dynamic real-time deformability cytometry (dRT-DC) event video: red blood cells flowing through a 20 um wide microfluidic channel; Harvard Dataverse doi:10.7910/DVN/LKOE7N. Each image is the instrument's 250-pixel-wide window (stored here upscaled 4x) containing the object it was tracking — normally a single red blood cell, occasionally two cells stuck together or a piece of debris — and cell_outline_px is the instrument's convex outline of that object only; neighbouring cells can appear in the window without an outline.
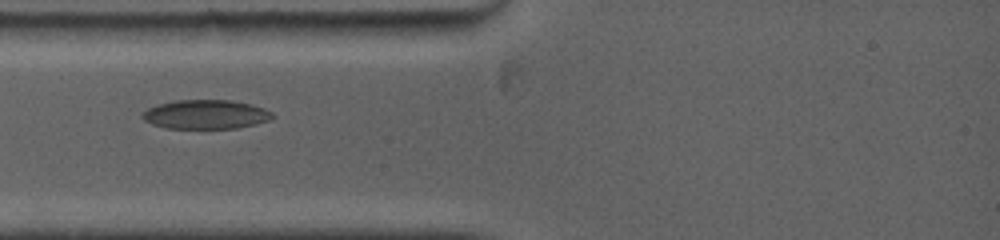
{"species": "common noctule bat (a hibernating species)", "species_latin": "Nyctalus noctula", "temperature_condition": "warm", "stored_images_in_passage": 35, "camera_frame_rate_fps": 5000, "um_per_image_px": 0.085, "animal": {"sex": "female", "body_mass_g": 19.0, "forearm_length_mm": 53.3}, "frame": {"image": 1, "passage_image": 1, "time_ms": 0.0, "image_size_px": [1000, 240], "cell_outline_px": [[272, 116], [268, 120], [236, 128], [164, 128], [152, 124], [144, 120], [140, 116], [140, 112], [156, 104], [176, 100], [232, 100], [252, 104], [264, 108], [272, 112]], "centroid_in_image_um": [17.41, 9.71], "position_along_channel_um": 67.6, "area_um2": 22.08}}
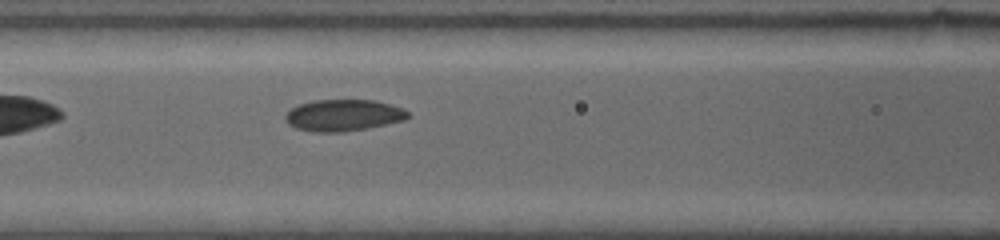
{"frame": {"image": 2, "passage_image": 11, "time_ms": 1.8, "image_size_px": [1000, 240], "cell_outline_px": [[408, 116], [404, 120], [344, 132], [312, 132], [296, 128], [288, 124], [284, 120], [284, 116], [292, 108], [300, 104], [312, 100], [376, 100], [400, 108], [408, 112]], "centroid_in_image_um": [29.12, 9.8], "position_along_channel_um": 137.5, "area_um2": 22.31}}
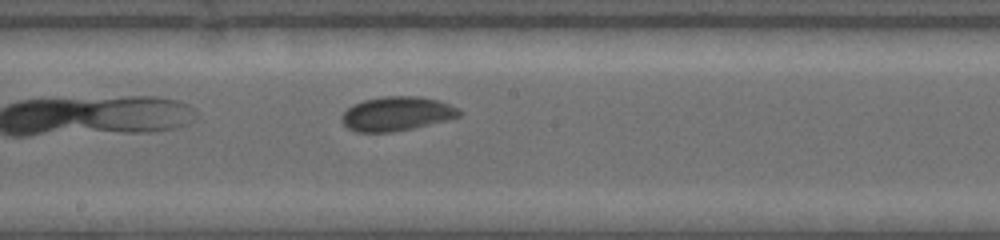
{"frame": {"image": 3, "passage_image": 16, "time_ms": 3.8, "image_size_px": [1000, 240], "cell_outline_px": [[464, 112], [460, 116], [448, 120], [412, 128], [392, 132], [356, 132], [348, 128], [340, 120], [340, 116], [352, 104], [364, 100], [384, 96], [420, 96], [440, 100]], "centroid_in_image_um": [33.72, 9.66], "position_along_channel_um": 214.5, "area_um2": 23.52}}